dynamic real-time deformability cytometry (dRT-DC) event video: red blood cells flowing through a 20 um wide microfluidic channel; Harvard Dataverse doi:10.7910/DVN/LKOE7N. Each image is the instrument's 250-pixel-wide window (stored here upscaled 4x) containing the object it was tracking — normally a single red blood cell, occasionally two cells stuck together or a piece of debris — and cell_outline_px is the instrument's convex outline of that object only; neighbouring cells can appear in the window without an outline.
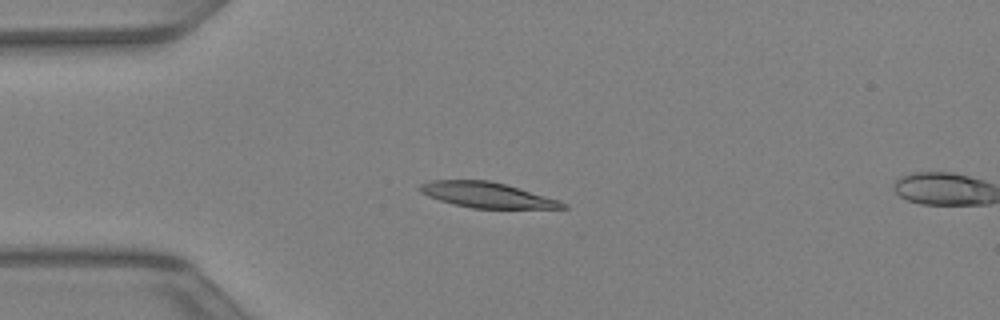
{"species": "Egyptian fruit bat (a non-hibernating species)", "species_latin": "Rousettus aegyptiacus", "temperature_condition": "warm", "stored_images_in_passage": 11, "camera_frame_rate_fps": 3000, "um_per_image_px": 0.085, "animal": {"sex": "female"}, "frame": {"image": 1, "passage_image": 10, "time_ms": 3.0, "image_size_px": [1000, 320], "cell_outline_px": [[568, 208], [472, 208], [452, 204], [428, 196], [420, 192], [416, 188], [420, 184], [432, 180], [488, 180], [520, 188], [560, 200], [568, 204]], "centroid_in_image_um": [41.38, 16.57], "position_along_channel_um": 43.6, "area_um2": 21.15}}